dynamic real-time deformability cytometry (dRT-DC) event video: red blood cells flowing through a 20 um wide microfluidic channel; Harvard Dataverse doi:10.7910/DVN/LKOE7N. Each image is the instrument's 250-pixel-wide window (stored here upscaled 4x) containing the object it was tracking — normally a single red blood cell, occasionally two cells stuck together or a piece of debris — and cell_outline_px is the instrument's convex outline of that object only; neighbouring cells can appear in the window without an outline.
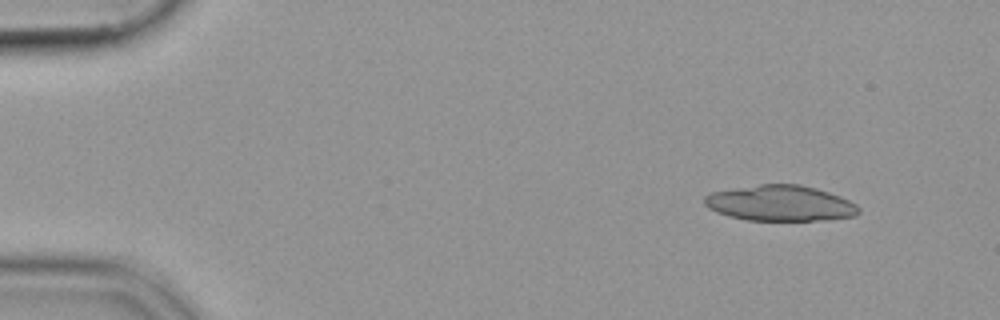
{"species": "common noctule bat (a hibernating species)", "species_latin": "Nyctalus noctula", "temperature_condition": "cold", "stored_images_in_passage": 38, "segment_of_instrument_passage": [1, 2], "camera_frame_rate_fps": 3000, "um_per_image_px": 0.085, "animal": {"sex": "female", "body_mass_g": 19.9}, "frame": {"image": 1, "passage_image": 1, "time_ms": 0.0, "image_size_px": [1000, 320], "cell_outline_px": [[860, 212], [856, 216], [828, 220], [744, 220], [728, 216], [716, 212], [708, 208], [704, 204], [704, 196], [712, 192], [760, 184], [800, 184], [816, 188], [840, 196], [856, 204], [860, 208]], "centroid_in_image_um": [66.33, 17.28], "position_along_channel_um": 18.7, "area_um2": 32.19}}